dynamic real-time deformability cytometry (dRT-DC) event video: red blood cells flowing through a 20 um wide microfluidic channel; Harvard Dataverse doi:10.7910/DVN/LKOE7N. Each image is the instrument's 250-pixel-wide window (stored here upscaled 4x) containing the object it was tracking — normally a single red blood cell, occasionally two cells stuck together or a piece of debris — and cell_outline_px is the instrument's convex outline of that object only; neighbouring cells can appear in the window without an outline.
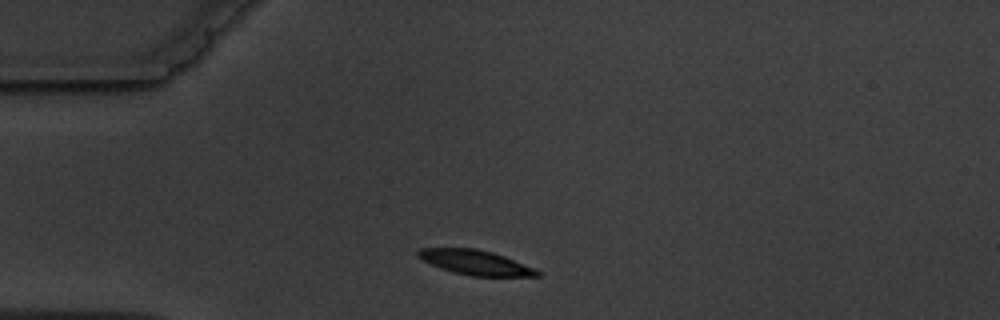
{"species": "common noctule bat (a hibernating species)", "species_latin": "Nyctalus noctula", "temperature_condition": "warm", "stored_images_in_passage": 3, "camera_frame_rate_fps": 3000, "um_per_image_px": 0.085, "animal": {"sex": "male", "body_mass_g": 19.5, "forearm_length_mm": 54.6}, "frame": {"image": 1, "passage_image": 1, "time_ms": 0.0, "image_size_px": [1000, 320], "cell_outline_px": [[540, 276], [472, 276], [452, 272], [440, 268], [416, 256], [416, 252], [420, 248], [476, 248], [492, 252], [504, 256], [536, 268], [540, 272]], "centroid_in_image_um": [40.42, 22.31], "position_along_channel_um": 44.6, "area_um2": 17.17}}
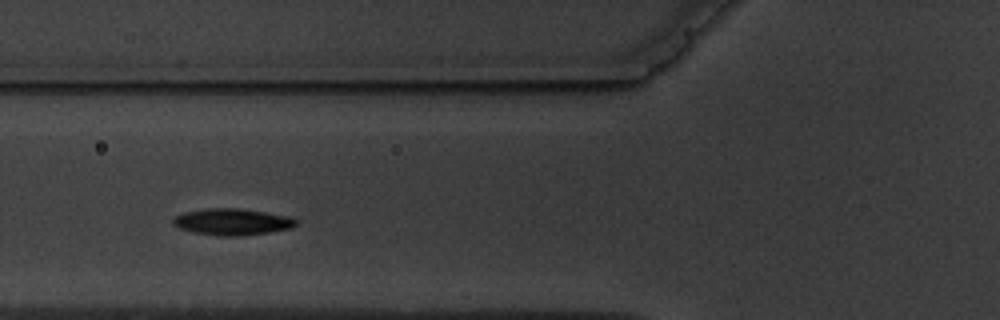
{"frame": {"image": 2, "passage_image": 3, "time_ms": 2.333, "image_size_px": [1000, 320], "cell_outline_px": [[296, 224], [292, 228], [268, 232], [240, 236], [220, 236], [192, 232], [176, 228], [172, 224], [172, 216], [184, 212], [204, 208], [240, 208], [288, 216], [296, 220]], "centroid_in_image_um": [19.65, 18.85], "position_along_channel_um": 106.2, "area_um2": 19.19}}